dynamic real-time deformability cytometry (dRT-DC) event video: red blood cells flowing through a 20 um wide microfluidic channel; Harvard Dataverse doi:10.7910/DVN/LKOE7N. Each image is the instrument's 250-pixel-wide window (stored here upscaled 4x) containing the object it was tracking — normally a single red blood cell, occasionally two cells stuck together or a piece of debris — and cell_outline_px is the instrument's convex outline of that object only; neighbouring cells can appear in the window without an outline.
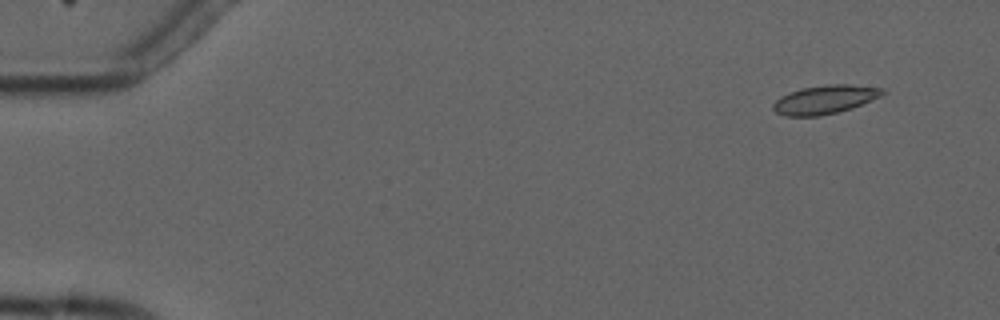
{"species": "common noctule bat (a hibernating species)", "species_latin": "Nyctalus noctula", "temperature_condition": "cold", "stored_images_in_passage": 5, "camera_frame_rate_fps": 3000, "um_per_image_px": 0.085, "animal": {"sex": "male", "forearm_length_mm": 52.5}, "frame": {"image": 1, "passage_image": 2, "time_ms": 1.0, "image_size_px": [1000, 320], "cell_outline_px": [[888, 92], [880, 96], [852, 108], [820, 116], [784, 116], [776, 112], [772, 108], [772, 104], [780, 96], [800, 88], [828, 84], [848, 84], [884, 88]], "centroid_in_image_um": [70.1, 8.45], "position_along_channel_um": 14.9, "area_um2": 18.32}}
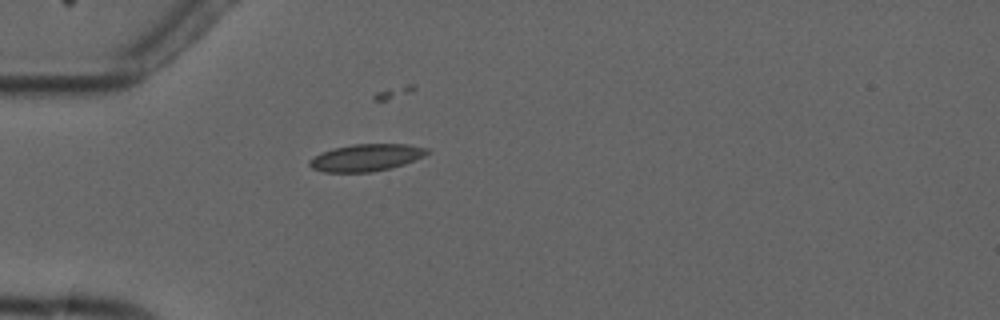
{"frame": {"image": 2, "passage_image": 5, "time_ms": 5.0, "image_size_px": [1000, 320], "cell_outline_px": [[432, 152], [424, 156], [404, 164], [392, 168], [372, 172], [324, 172], [312, 168], [308, 164], [308, 160], [332, 148], [352, 144], [408, 144], [428, 148]], "centroid_in_image_um": [31.16, 13.39], "position_along_channel_um": 53.8, "area_um2": 18.67}}